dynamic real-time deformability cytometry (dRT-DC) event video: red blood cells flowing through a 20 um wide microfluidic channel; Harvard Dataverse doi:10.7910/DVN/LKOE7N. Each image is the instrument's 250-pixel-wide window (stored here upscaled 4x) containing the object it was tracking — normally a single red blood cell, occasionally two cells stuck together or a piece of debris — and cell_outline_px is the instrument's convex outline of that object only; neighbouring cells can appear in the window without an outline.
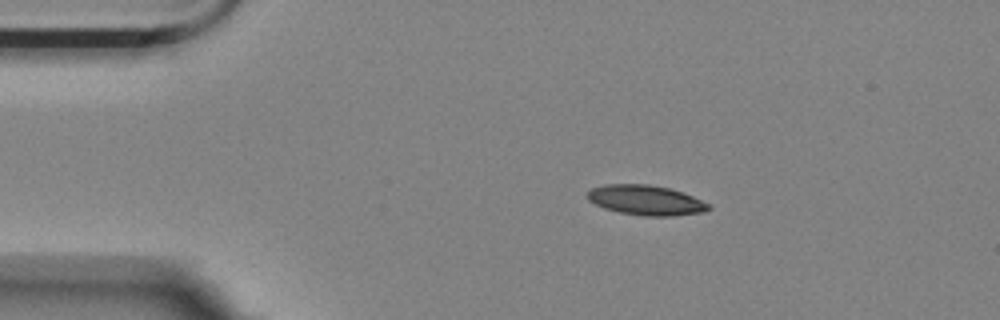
{"species": "Egyptian fruit bat (a non-hibernating species)", "species_latin": "Rousettus aegyptiacus", "temperature_condition": "room temperature", "stored_images_in_passage": 9, "camera_frame_rate_fps": 3000, "um_per_image_px": 0.085, "animal": {"sex": "female"}, "frame": {"image": 1, "passage_image": 1, "time_ms": 0.0, "image_size_px": [1000, 320], "cell_outline_px": [[712, 208], [704, 212], [672, 216], [644, 216], [620, 212], [604, 208], [588, 200], [584, 196], [592, 188], [604, 184], [648, 184], [672, 188], [684, 192], [712, 204]], "centroid_in_image_um": [54.94, 17.01], "position_along_channel_um": 30.1, "area_um2": 21.5}}
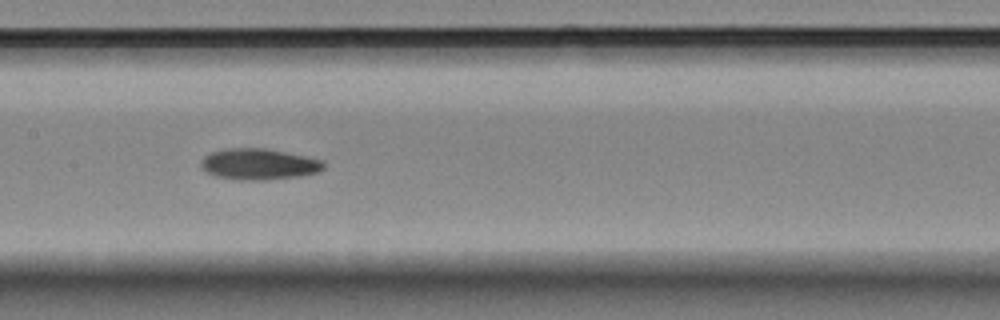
{"frame": {"image": 2, "passage_image": 6, "time_ms": 5.667, "image_size_px": [1000, 320], "cell_outline_px": [[324, 168], [316, 172], [300, 176], [264, 180], [240, 180], [216, 176], [200, 168], [200, 160], [204, 156], [212, 152], [228, 148], [268, 148], [324, 160]], "centroid_in_image_um": [21.99, 13.95], "position_along_channel_um": 185.4, "area_um2": 22.31}}
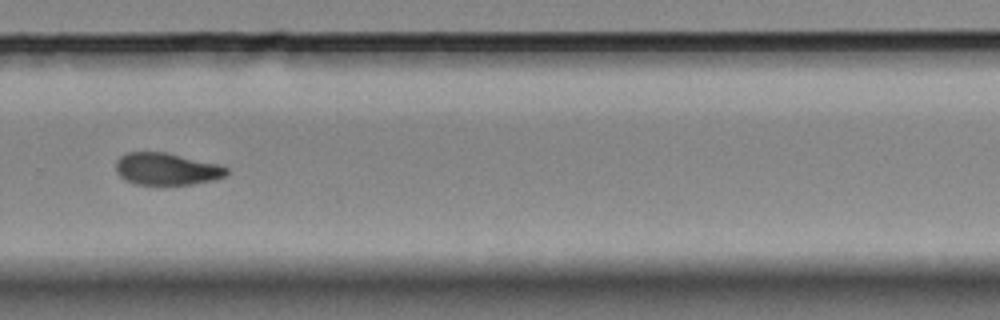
{"frame": {"image": 3, "passage_image": 9, "time_ms": 9.333, "image_size_px": [1000, 320], "cell_outline_px": [[228, 176], [216, 180], [192, 184], [136, 184], [124, 180], [116, 172], [116, 160], [120, 156], [128, 152], [168, 152], [216, 164], [228, 168]], "centroid_in_image_um": [14.17, 14.36], "position_along_channel_um": 315.6, "area_um2": 20.81}}